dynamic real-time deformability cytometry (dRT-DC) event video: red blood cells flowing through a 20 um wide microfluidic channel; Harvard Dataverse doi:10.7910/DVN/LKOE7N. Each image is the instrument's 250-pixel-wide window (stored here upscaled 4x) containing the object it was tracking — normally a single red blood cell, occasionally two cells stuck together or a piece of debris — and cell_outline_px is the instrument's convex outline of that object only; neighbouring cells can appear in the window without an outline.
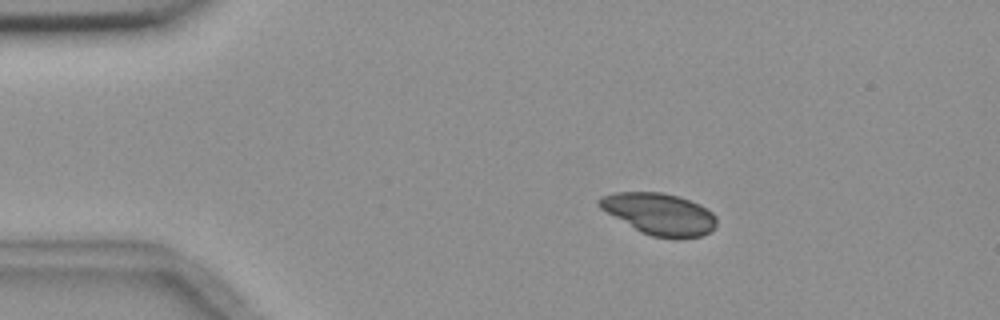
{"species": "common noctule bat (a hibernating species)", "species_latin": "Nyctalus noctula", "temperature_condition": "room temperature", "stored_images_in_passage": 5, "camera_frame_rate_fps": 3000, "um_per_image_px": 0.085, "animal": {"sex": "female", "body_mass_g": 18.4}, "frame": {"image": 1, "passage_image": 3, "time_ms": 2.0, "image_size_px": [1000, 320], "cell_outline_px": [[716, 224], [708, 232], [700, 236], [680, 240], [676, 240], [652, 236], [640, 232], [600, 208], [596, 204], [596, 200], [600, 196], [616, 192], [660, 192], [676, 196], [700, 204], [712, 212], [716, 216]], "centroid_in_image_um": [56.03, 18.2], "position_along_channel_um": 29.0, "area_um2": 28.61}}
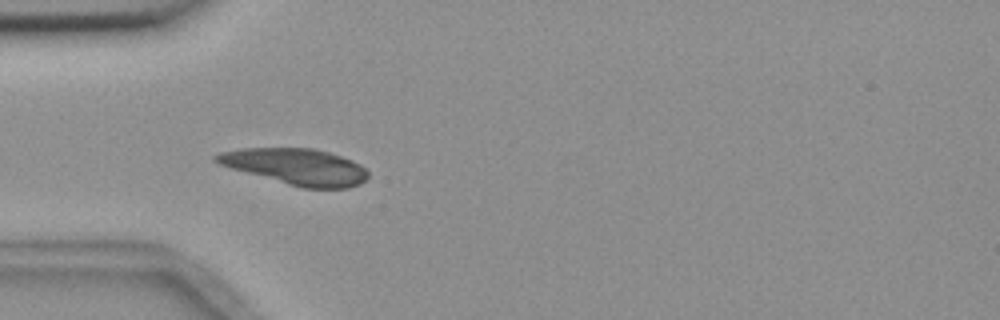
{"frame": {"image": 2, "passage_image": 5, "time_ms": 4.333, "image_size_px": [1000, 320], "cell_outline_px": [[368, 176], [360, 184], [348, 188], [300, 188], [232, 168], [220, 164], [212, 160], [212, 156], [220, 152], [240, 148], [312, 148], [328, 152], [352, 160], [360, 164], [368, 172]], "centroid_in_image_um": [25.15, 14.16], "position_along_channel_um": 59.9, "area_um2": 31.91}}